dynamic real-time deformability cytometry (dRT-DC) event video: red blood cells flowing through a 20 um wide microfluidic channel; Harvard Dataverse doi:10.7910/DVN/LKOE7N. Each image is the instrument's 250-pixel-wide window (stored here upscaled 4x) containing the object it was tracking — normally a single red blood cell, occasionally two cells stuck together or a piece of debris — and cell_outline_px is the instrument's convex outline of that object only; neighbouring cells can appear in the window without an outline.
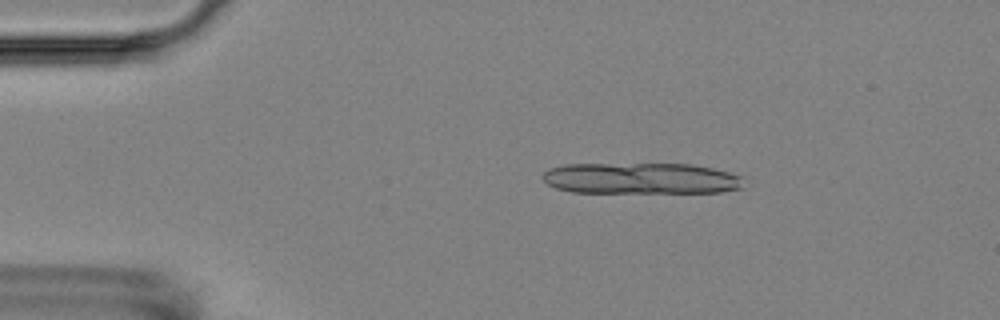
{"species": "Egyptian fruit bat (a non-hibernating species)", "species_latin": "Rousettus aegyptiacus", "temperature_condition": "room temperature", "stored_images_in_passage": 5, "camera_frame_rate_fps": 3000, "um_per_image_px": 0.085, "animal": {"sex": "female"}, "frame": {"image": 1, "passage_image": 3, "time_ms": 2.333, "image_size_px": [1000, 320], "cell_outline_px": [[744, 188], [720, 192], [572, 192], [556, 188], [548, 184], [540, 176], [548, 168], [564, 164], [692, 164], [712, 168], [744, 176]], "centroid_in_image_um": [54.5, 15.16], "position_along_channel_um": 30.5, "area_um2": 36.82}}